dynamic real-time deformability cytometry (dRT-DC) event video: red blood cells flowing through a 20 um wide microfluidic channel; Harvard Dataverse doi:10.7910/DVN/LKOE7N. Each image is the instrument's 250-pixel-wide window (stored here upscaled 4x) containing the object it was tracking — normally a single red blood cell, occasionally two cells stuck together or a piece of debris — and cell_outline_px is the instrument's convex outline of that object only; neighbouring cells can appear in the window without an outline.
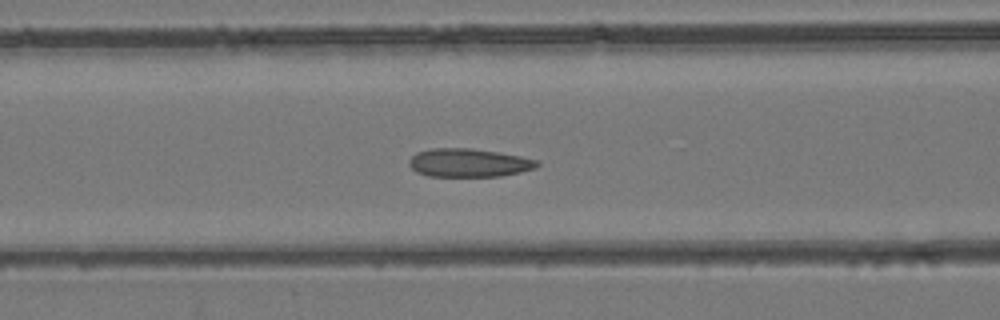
{"species": "common noctule bat (a hibernating species)", "species_latin": "Nyctalus noctula", "temperature_condition": "room temperature", "stored_images_in_passage": 49, "camera_frame_rate_fps": 3000, "um_per_image_px": 0.085, "animal": {"sex": "female", "body_mass_g": 24.6, "forearm_length_mm": 56.2}, "frame": {"image": 1, "passage_image": 20, "time_ms": 6.333, "image_size_px": [1000, 320], "cell_outline_px": [[540, 164], [536, 168], [520, 172], [500, 176], [428, 176], [416, 172], [408, 164], [408, 160], [416, 152], [432, 148], [472, 148], [520, 156], [540, 160]], "centroid_in_image_um": [39.84, 13.83], "position_along_channel_um": 126.8, "area_um2": 21.27}}
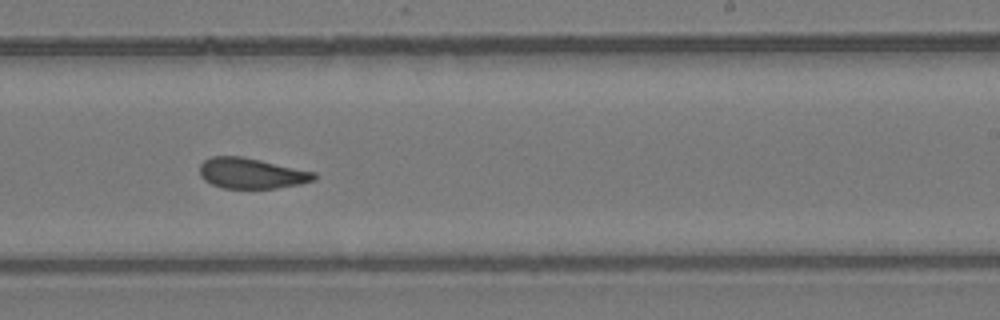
{"frame": {"image": 2, "passage_image": 30, "time_ms": 9.667, "image_size_px": [1000, 320], "cell_outline_px": [[316, 180], [300, 184], [276, 188], [224, 188], [212, 184], [204, 180], [200, 176], [200, 164], [204, 160], [212, 156], [244, 156], [316, 172]], "centroid_in_image_um": [21.38, 14.72], "position_along_channel_um": 267.6, "area_um2": 20.52}}
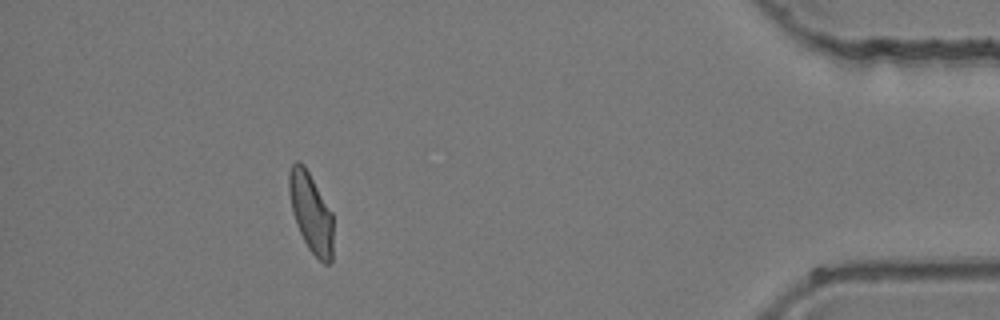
{"frame": {"image": 3, "passage_image": 44, "time_ms": 14.333, "image_size_px": [1000, 320], "cell_outline_px": [[332, 260], [328, 264], [324, 264], [308, 248], [296, 224], [292, 212], [288, 192], [288, 172], [292, 164], [296, 160], [300, 160], [304, 164], [332, 212]], "centroid_in_image_um": [26.4, 18.02], "position_along_channel_um": 408.8, "area_um2": 20.52}}